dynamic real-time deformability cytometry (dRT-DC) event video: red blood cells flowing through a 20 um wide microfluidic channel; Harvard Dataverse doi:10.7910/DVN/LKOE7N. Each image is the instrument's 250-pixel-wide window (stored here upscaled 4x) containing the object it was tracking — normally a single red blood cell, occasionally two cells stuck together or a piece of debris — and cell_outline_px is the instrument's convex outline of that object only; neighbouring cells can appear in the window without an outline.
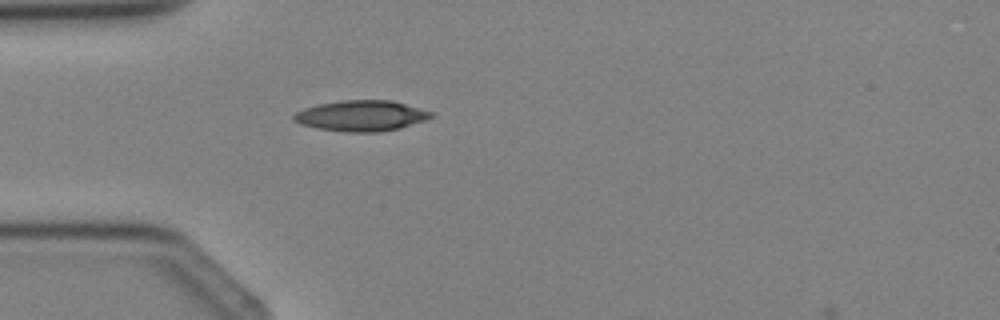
{"species": "Egyptian fruit bat (a non-hibernating species)", "species_latin": "Rousettus aegyptiacus", "temperature_condition": "cold", "stored_images_in_passage": 2, "camera_frame_rate_fps": 3000, "um_per_image_px": 0.085, "animal": {"sex": "female"}, "frame": {"image": 1, "passage_image": 2, "time_ms": 1.0, "image_size_px": [1000, 320], "cell_outline_px": [[432, 116], [424, 120], [400, 128], [380, 132], [348, 132], [316, 128], [300, 124], [292, 120], [292, 116], [296, 112], [304, 108], [320, 104], [340, 100], [392, 100], [432, 112]], "centroid_in_image_um": [30.66, 9.84], "position_along_channel_um": 54.3, "area_um2": 24.45}}